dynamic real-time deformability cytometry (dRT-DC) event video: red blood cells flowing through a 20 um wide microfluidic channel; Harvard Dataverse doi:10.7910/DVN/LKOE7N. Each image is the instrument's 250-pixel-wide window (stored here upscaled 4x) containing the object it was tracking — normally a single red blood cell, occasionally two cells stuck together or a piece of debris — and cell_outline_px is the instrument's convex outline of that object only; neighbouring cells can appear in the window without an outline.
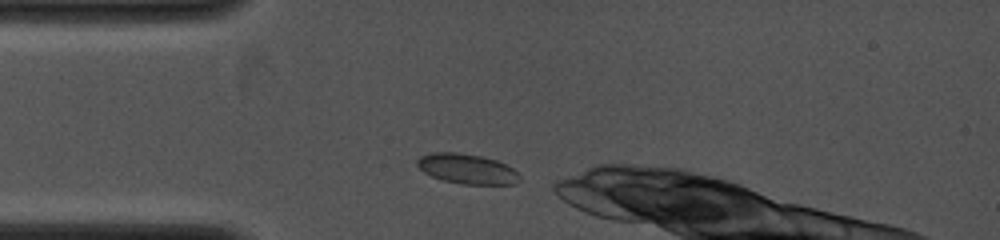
{"species": "common noctule bat (a hibernating species)", "species_latin": "Nyctalus noctula", "temperature_condition": "cold", "stored_images_in_passage": 2, "camera_frame_rate_fps": 4000, "um_per_image_px": 0.085, "animal": {"sex": "female", "body_mass_g": 19.0, "forearm_length_mm": 53.3}, "frame": {"image": 1, "passage_image": 1, "time_ms": 0.0, "image_size_px": [1000, 240], "cell_outline_px": [[520, 180], [516, 184], [464, 184], [444, 180], [432, 176], [424, 172], [416, 164], [416, 160], [420, 156], [432, 152], [456, 152], [480, 156], [496, 160], [512, 168], [520, 176]], "centroid_in_image_um": [39.68, 14.35], "position_along_channel_um": 45.3, "area_um2": 17.74}}